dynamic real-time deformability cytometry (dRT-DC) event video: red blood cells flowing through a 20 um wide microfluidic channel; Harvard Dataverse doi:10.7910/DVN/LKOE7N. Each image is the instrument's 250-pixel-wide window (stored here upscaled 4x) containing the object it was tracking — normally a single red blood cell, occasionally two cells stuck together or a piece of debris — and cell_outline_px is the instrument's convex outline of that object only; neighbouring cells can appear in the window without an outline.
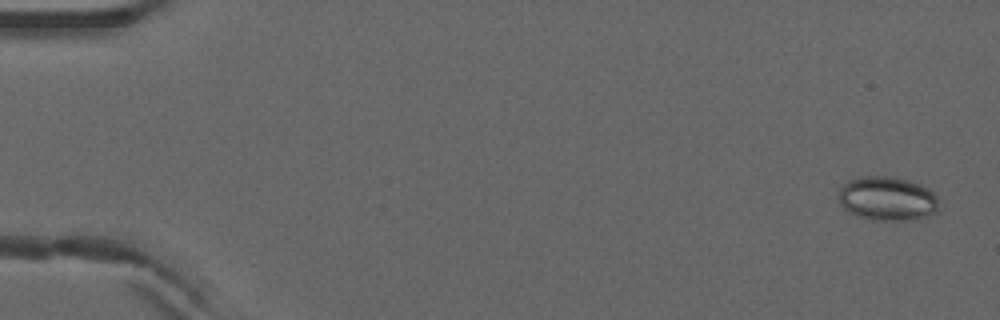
{"species": "common noctule bat (a hibernating species)", "species_latin": "Nyctalus noctula", "temperature_condition": "warm", "stored_images_in_passage": 5, "camera_frame_rate_fps": 3000, "um_per_image_px": 0.085, "animal": {"sex": "male", "forearm_length_mm": 52.5}, "frame": {"image": 1, "passage_image": 1, "time_ms": 0.0, "image_size_px": [1000, 320], "cell_outline_px": [[940, 212], [932, 216], [916, 220], [872, 220], [856, 216], [848, 212], [840, 204], [840, 188], [848, 180], [860, 176], [888, 176], [908, 180], [920, 184], [928, 188], [936, 196]], "centroid_in_image_um": [75.46, 16.9], "position_along_channel_um": 9.5, "area_um2": 26.18}}